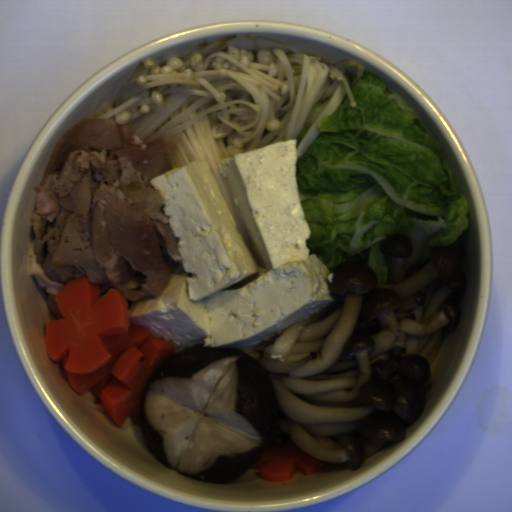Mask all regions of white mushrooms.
<instances>
[{"instance_id":"white-mushrooms-1","label":"white mushrooms","mask_w":512,"mask_h":512,"mask_svg":"<svg viewBox=\"0 0 512 512\" xmlns=\"http://www.w3.org/2000/svg\"><path fill=\"white\" fill-rule=\"evenodd\" d=\"M393 284H378L375 270L346 261L328 288L344 304L327 307L247 351L266 369L279 409L280 430L317 460L346 462L352 470L387 441L406 439L434 385L444 327H457L464 295L462 239L429 250V262L405 269L413 254L408 235L380 243Z\"/></svg>"}]
</instances>
